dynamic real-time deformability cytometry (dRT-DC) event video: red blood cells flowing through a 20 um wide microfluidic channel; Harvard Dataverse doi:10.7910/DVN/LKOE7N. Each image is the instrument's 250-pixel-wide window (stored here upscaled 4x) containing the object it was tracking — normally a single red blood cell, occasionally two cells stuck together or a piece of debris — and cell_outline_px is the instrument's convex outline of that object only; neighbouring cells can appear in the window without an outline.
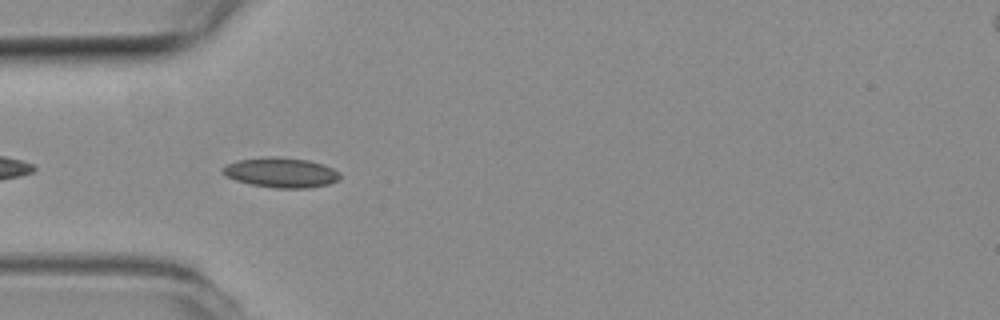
{"species": "common noctule bat (a hibernating species)", "species_latin": "Nyctalus noctula", "temperature_condition": "room temperature", "stored_images_in_passage": 15, "camera_frame_rate_fps": 3000, "um_per_image_px": 0.085, "animal": {"sex": "female", "body_mass_g": 19.3, "forearm_length_mm": 54.1}, "frame": {"image": 1, "passage_image": 3, "time_ms": 0.667, "image_size_px": [1000, 320], "cell_outline_px": [[340, 176], [336, 180], [328, 184], [308, 188], [272, 188], [252, 184], [236, 180], [224, 176], [220, 172], [220, 168], [224, 164], [236, 160], [264, 156], [276, 156], [308, 160], [324, 164], [340, 172]], "centroid_in_image_um": [23.81, 14.65], "position_along_channel_um": 61.2, "area_um2": 20.81}}
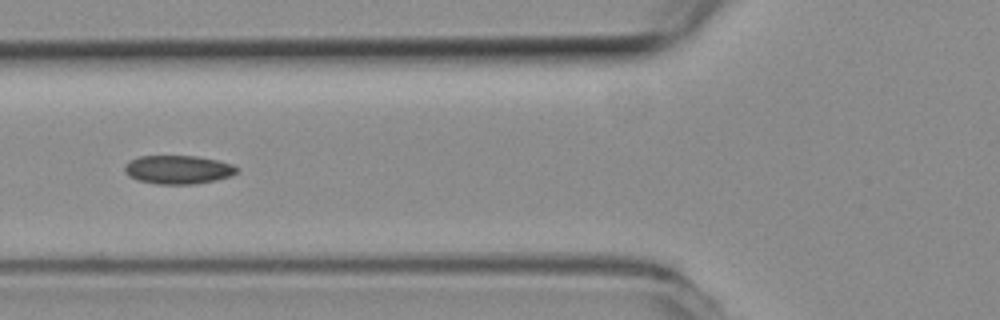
{"frame": {"image": 2, "passage_image": 7, "time_ms": 2.0, "image_size_px": [1000, 320], "cell_outline_px": [[240, 172], [232, 176], [216, 180], [196, 184], [156, 184], [136, 180], [128, 176], [124, 172], [124, 164], [128, 160], [140, 156], [196, 156], [216, 160], [232, 164], [240, 168]], "centroid_in_image_um": [15.14, 14.42], "position_along_channel_um": 110.7, "area_um2": 19.07}}
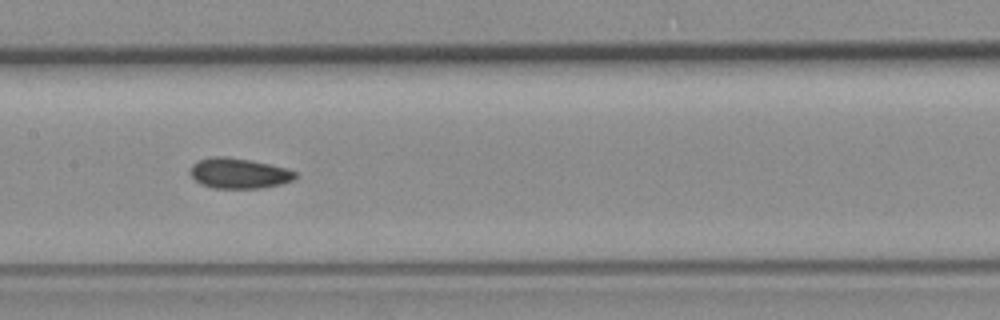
{"frame": {"image": 3, "passage_image": 13, "time_ms": 4.0, "image_size_px": [1000, 320], "cell_outline_px": [[296, 176], [292, 180], [280, 184], [264, 188], [212, 188], [200, 184], [188, 172], [192, 164], [200, 160], [212, 156], [224, 156], [248, 160], [288, 168], [296, 172]], "centroid_in_image_um": [20.28, 14.73], "position_along_channel_um": 187.1, "area_um2": 18.55}}